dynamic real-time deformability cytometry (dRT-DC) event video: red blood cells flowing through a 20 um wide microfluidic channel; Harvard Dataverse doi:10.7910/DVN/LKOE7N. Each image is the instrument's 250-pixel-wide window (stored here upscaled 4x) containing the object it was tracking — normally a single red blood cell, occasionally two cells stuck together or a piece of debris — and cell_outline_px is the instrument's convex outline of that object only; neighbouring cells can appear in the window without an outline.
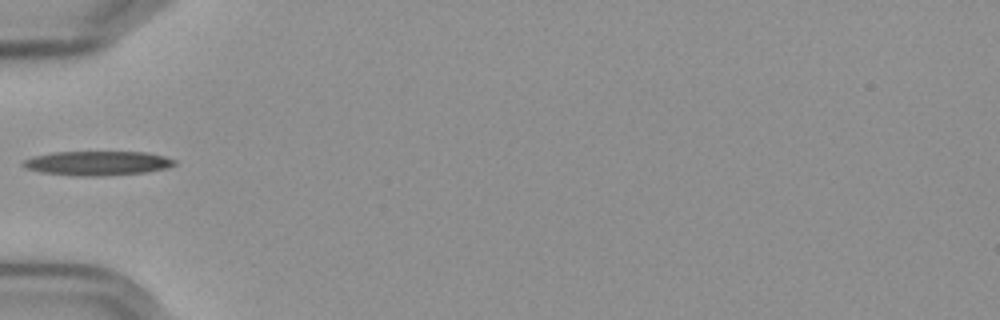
{"species": "Egyptian fruit bat (a non-hibernating species)", "species_latin": "Rousettus aegyptiacus", "temperature_condition": "cold", "stored_images_in_passage": 2, "camera_frame_rate_fps": 3000, "um_per_image_px": 0.085, "frame": {"image": 1, "passage_image": 1, "time_ms": 0.0, "image_size_px": [1000, 320], "cell_outline_px": [[176, 164], [168, 168], [144, 172], [100, 176], [72, 176], [40, 172], [24, 168], [20, 164], [24, 160], [36, 156], [52, 152], [144, 152], [164, 156], [176, 160]], "centroid_in_image_um": [8.26, 13.88], "position_along_channel_um": 76.7, "area_um2": 21.5}}
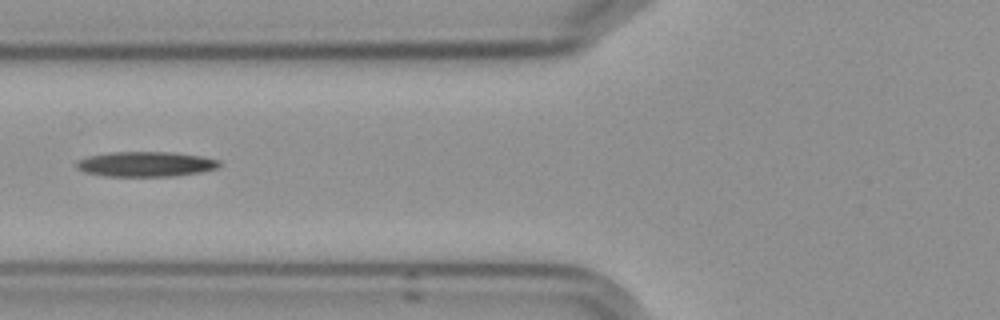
{"frame": {"image": 2, "passage_image": 2, "time_ms": 1.0, "image_size_px": [1000, 320], "cell_outline_px": [[220, 164], [216, 168], [200, 172], [176, 176], [104, 176], [84, 172], [76, 168], [76, 164], [80, 160], [88, 156], [108, 152], [172, 152], [204, 156], [220, 160]], "centroid_in_image_um": [12.4, 13.95], "position_along_channel_um": 113.4, "area_um2": 20.92}}